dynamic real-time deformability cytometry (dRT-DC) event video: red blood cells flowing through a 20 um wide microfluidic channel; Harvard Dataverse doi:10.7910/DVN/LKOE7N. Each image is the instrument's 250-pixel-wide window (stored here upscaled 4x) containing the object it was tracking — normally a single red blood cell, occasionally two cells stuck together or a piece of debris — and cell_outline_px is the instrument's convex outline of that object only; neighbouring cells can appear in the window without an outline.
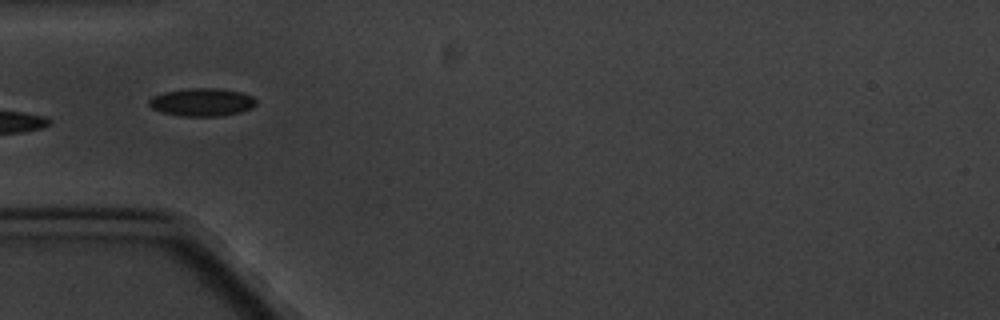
{"species": "common noctule bat (a hibernating species)", "species_latin": "Nyctalus noctula", "temperature_condition": "cold", "stored_images_in_passage": 7, "camera_frame_rate_fps": 3000, "um_per_image_px": 0.085, "animal": {"sex": "male", "body_mass_g": 20.1, "forearm_length_mm": 53.5}, "frame": {"image": 1, "passage_image": 5, "time_ms": 4.667, "image_size_px": [1000, 320], "cell_outline_px": [[256, 104], [252, 108], [240, 112], [220, 116], [180, 116], [164, 112], [152, 108], [148, 104], [148, 100], [152, 96], [164, 92], [184, 88], [220, 88], [240, 92], [252, 96], [256, 100]], "centroid_in_image_um": [17.16, 8.67], "position_along_channel_um": 67.8, "area_um2": 17.51}}